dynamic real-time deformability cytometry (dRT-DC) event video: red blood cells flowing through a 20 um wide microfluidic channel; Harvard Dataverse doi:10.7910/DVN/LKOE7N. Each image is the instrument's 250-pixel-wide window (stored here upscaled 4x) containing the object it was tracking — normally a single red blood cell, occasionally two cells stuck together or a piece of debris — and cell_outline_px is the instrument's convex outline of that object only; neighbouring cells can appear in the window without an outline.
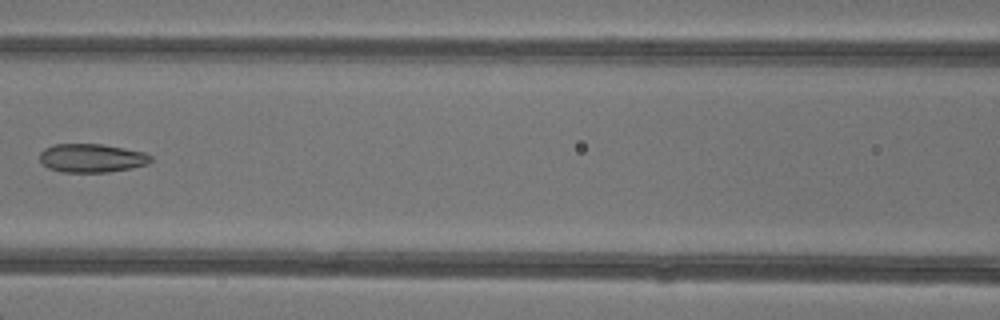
{"species": "common noctule bat (a hibernating species)", "species_latin": "Nyctalus noctula", "temperature_condition": "warm", "stored_images_in_passage": 7, "camera_frame_rate_fps": 3000, "um_per_image_px": 0.085, "animal": {"sex": "female"}, "frame": {"image": 1, "passage_image": 6, "time_ms": 6.0, "image_size_px": [1000, 320], "cell_outline_px": [[152, 160], [148, 164], [132, 168], [108, 172], [64, 172], [48, 168], [40, 160], [40, 152], [44, 148], [56, 144], [100, 144], [124, 148], [144, 152], [152, 156]], "centroid_in_image_um": [7.81, 13.44], "position_along_channel_um": 158.8, "area_um2": 18.5}}
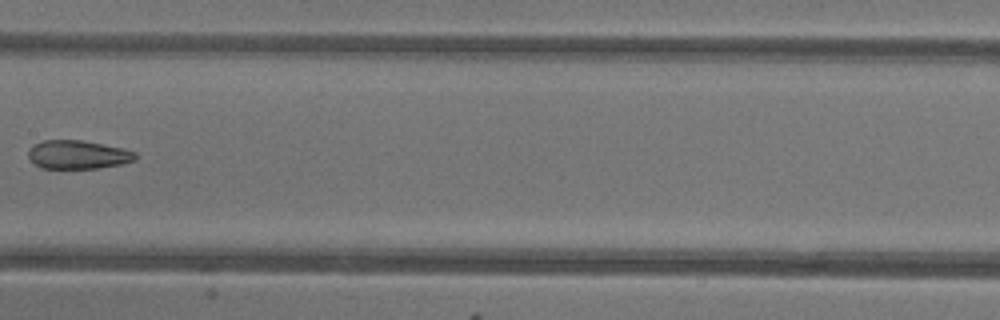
{"frame": {"image": 2, "passage_image": 7, "time_ms": 7.0, "image_size_px": [1000, 320], "cell_outline_px": [[136, 160], [120, 164], [100, 168], [40, 168], [28, 156], [28, 148], [32, 144], [44, 140], [80, 140], [124, 148], [136, 152]], "centroid_in_image_um": [6.61, 13.14], "position_along_channel_um": 200.8, "area_um2": 17.86}}